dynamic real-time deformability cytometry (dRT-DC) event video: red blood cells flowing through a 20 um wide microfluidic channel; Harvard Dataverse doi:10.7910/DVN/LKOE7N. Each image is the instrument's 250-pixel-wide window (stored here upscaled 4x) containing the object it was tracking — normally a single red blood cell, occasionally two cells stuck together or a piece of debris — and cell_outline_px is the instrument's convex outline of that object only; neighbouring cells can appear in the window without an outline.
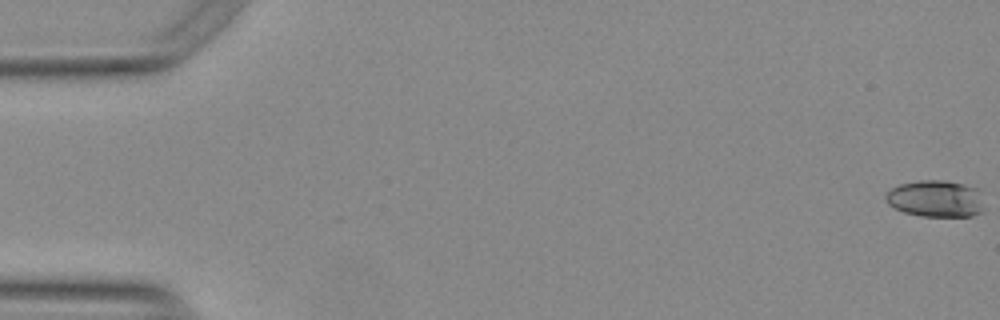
{"species": "Egyptian fruit bat (a non-hibernating species)", "species_latin": "Rousettus aegyptiacus", "temperature_condition": "warm", "stored_images_in_passage": 56, "camera_frame_rate_fps": 3000, "um_per_image_px": 0.085, "animal": {"sex": "female"}, "frame": {"image": 1, "passage_image": 1, "time_ms": 0.0, "image_size_px": [1000, 320], "cell_outline_px": [[984, 212], [972, 216], [920, 216], [904, 212], [888, 204], [884, 200], [884, 196], [892, 188], [900, 184], [920, 180], [944, 180], [964, 184], [976, 188]], "centroid_in_image_um": [79.5, 16.89], "position_along_channel_um": 5.5, "area_um2": 20.98}}
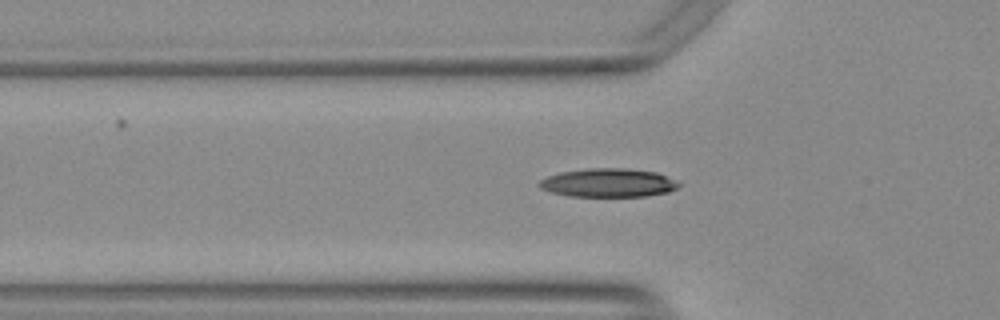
{"frame": {"image": 2, "passage_image": 19, "time_ms": 6.0, "image_size_px": [1000, 320], "cell_outline_px": [[680, 184], [676, 188], [668, 192], [648, 196], [568, 196], [552, 192], [540, 188], [540, 180], [548, 176], [560, 172], [588, 168], [628, 168], [656, 172]], "centroid_in_image_um": [51.68, 15.53], "position_along_channel_um": 74.1, "area_um2": 23.0}}
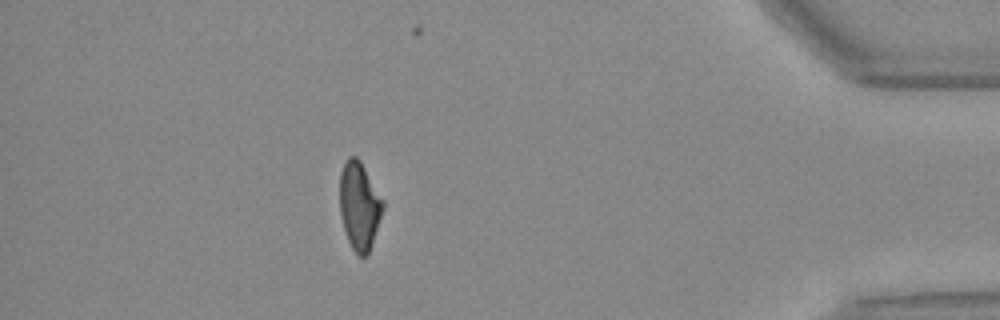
{"frame": {"image": 3, "passage_image": 49, "time_ms": 16.0, "image_size_px": [1000, 320], "cell_outline_px": [[384, 208], [368, 256], [356, 256], [348, 240], [340, 216], [340, 172], [344, 160], [348, 156], [356, 156], [360, 160], [384, 200]], "centroid_in_image_um": [30.54, 17.48], "position_along_channel_um": 404.7, "area_um2": 22.37}, "authors_computed_cell_mechanics": {"area_um2": 22.0796, "velocity_mm_per_s": 3.7942, "shape_relaxation_time_tau1_ms": 9.8695, "shape_relaxation_time_tau2_ms": 2.1869, "deformation_change_tau1": 0.256, "deformation_change_tau2": 0.0765}}